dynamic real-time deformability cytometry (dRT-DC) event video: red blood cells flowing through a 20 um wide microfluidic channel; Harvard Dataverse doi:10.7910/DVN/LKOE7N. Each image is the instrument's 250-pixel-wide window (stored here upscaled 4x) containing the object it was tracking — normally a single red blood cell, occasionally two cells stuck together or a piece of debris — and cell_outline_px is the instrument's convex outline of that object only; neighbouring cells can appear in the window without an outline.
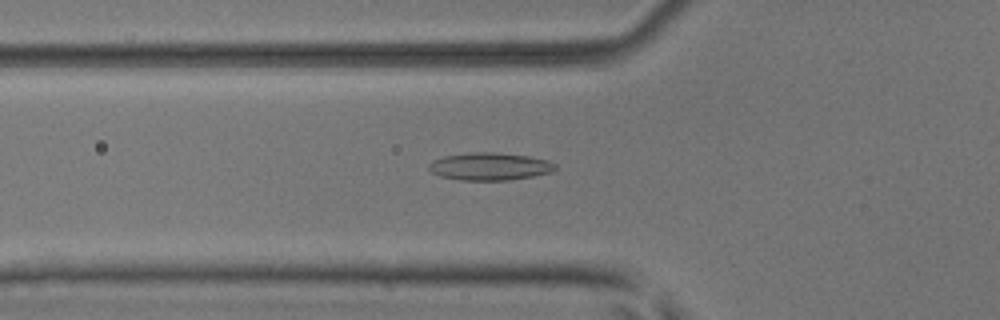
{"species": "common noctule bat (a hibernating species)", "species_latin": "Nyctalus noctula", "temperature_condition": "room temperature", "stored_images_in_passage": 52, "camera_frame_rate_fps": 3000, "um_per_image_px": 0.085, "animal": {"sex": "male", "body_mass_g": 17.9, "forearm_length_mm": 54.2}, "frame": {"image": 1, "passage_image": 19, "time_ms": 6.0, "image_size_px": [1000, 320], "cell_outline_px": [[556, 168], [552, 172], [532, 176], [508, 180], [460, 180], [440, 176], [432, 172], [428, 168], [428, 164], [432, 160], [444, 156], [472, 152], [492, 152], [528, 156], [548, 160], [556, 164]], "centroid_in_image_um": [41.62, 14.14], "position_along_channel_um": 84.2, "area_um2": 20.29}}
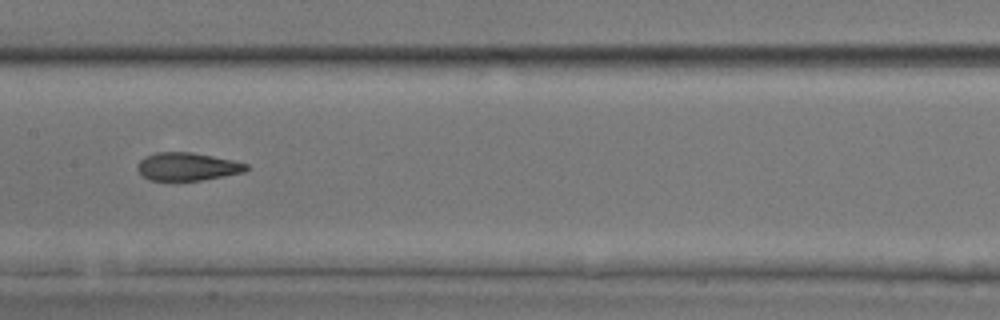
{"frame": {"image": 2, "passage_image": 27, "time_ms": 8.667, "image_size_px": [1000, 320], "cell_outline_px": [[248, 168], [244, 172], [224, 176], [200, 180], [148, 180], [136, 168], [136, 164], [144, 156], [156, 152], [192, 152], [232, 160], [248, 164]], "centroid_in_image_um": [15.89, 14.15], "position_along_channel_um": 191.5, "area_um2": 17.69}}
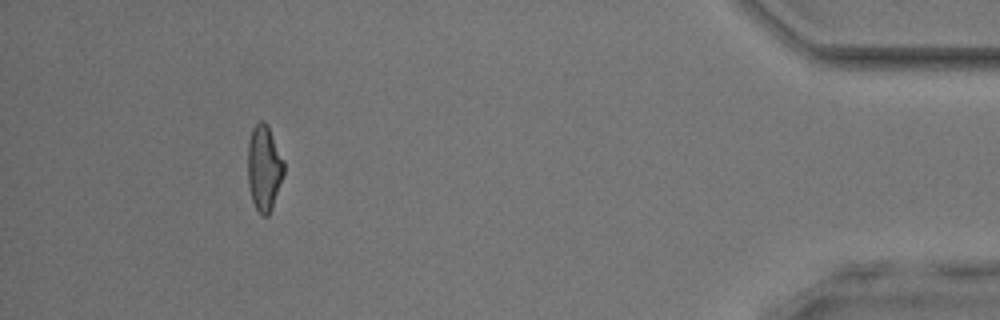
{"frame": {"image": 3, "passage_image": 48, "time_ms": 15.667, "image_size_px": [1000, 320], "cell_outline_px": [[284, 176], [272, 208], [268, 216], [260, 216], [252, 200], [248, 184], [248, 144], [252, 128], [260, 120], [264, 120], [268, 124], [284, 160]], "centroid_in_image_um": [22.46, 14.27], "position_along_channel_um": 412.7, "area_um2": 18.32}, "authors_computed_cell_mechanics": {"area_um2": 18.496, "velocity_mm_per_s": 4.0178, "shape_relaxation_time_tau1_ms": 7.2399, "shape_relaxation_time_tau2_ms": 1.7795, "deformation_change_tau1": 0.1887, "deformation_change_tau2": 0.0953}}